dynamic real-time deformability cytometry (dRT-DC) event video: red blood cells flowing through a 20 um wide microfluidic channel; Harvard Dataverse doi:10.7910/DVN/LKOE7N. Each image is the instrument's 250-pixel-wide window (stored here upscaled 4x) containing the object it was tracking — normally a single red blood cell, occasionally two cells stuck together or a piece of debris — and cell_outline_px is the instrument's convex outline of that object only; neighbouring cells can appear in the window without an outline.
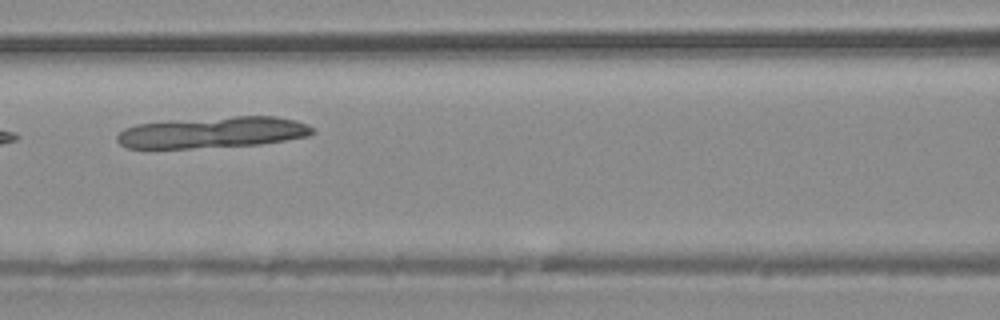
{"species": "common noctule bat (a hibernating species)", "species_latin": "Nyctalus noctula", "temperature_condition": "warm", "stored_images_in_passage": 4, "camera_frame_rate_fps": 3000, "um_per_image_px": 0.085, "animal": {"sex": "male", "body_mass_g": 20.4}, "frame": {"image": 1, "passage_image": 4, "time_ms": 3.667, "image_size_px": [1000, 320], "cell_outline_px": [[316, 132], [308, 136], [260, 144], [188, 148], [128, 148], [120, 144], [116, 140], [116, 136], [124, 128], [136, 124], [168, 120], [236, 116], [276, 116], [296, 120], [308, 124]], "centroid_in_image_um": [18.07, 11.24], "position_along_channel_um": 148.5, "area_um2": 35.66}}